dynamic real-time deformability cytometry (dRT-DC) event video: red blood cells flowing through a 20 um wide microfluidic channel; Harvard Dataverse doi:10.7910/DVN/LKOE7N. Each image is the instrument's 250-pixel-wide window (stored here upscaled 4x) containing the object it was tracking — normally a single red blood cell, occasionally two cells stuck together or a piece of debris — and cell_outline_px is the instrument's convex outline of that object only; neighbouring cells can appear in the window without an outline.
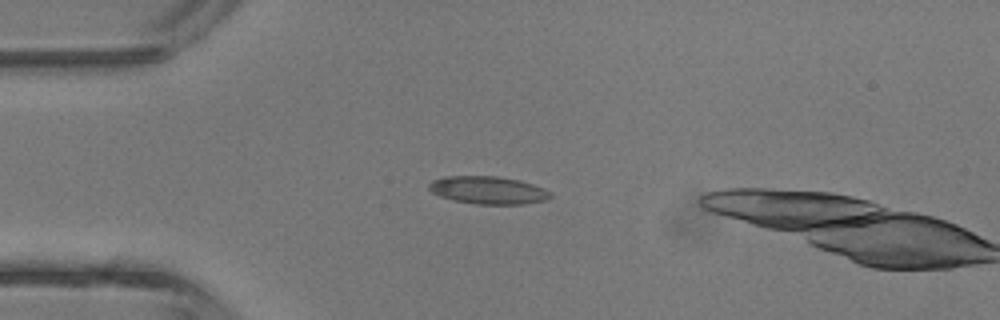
{"species": "common noctule bat (a hibernating species)", "species_latin": "Nyctalus noctula", "temperature_condition": "room temperature", "stored_images_in_passage": 3, "camera_frame_rate_fps": 3000, "um_per_image_px": 0.085, "animal": {"sex": "male", "body_mass_g": 13.3}, "frame": {"image": 1, "passage_image": 2, "time_ms": 1.333, "image_size_px": [1000, 320], "cell_outline_px": [[552, 196], [548, 200], [524, 204], [476, 204], [456, 200], [440, 196], [432, 192], [428, 188], [428, 184], [432, 180], [444, 176], [496, 176], [520, 180], [544, 188], [552, 192]], "centroid_in_image_um": [41.52, 16.16], "position_along_channel_um": 43.5, "area_um2": 19.71}}